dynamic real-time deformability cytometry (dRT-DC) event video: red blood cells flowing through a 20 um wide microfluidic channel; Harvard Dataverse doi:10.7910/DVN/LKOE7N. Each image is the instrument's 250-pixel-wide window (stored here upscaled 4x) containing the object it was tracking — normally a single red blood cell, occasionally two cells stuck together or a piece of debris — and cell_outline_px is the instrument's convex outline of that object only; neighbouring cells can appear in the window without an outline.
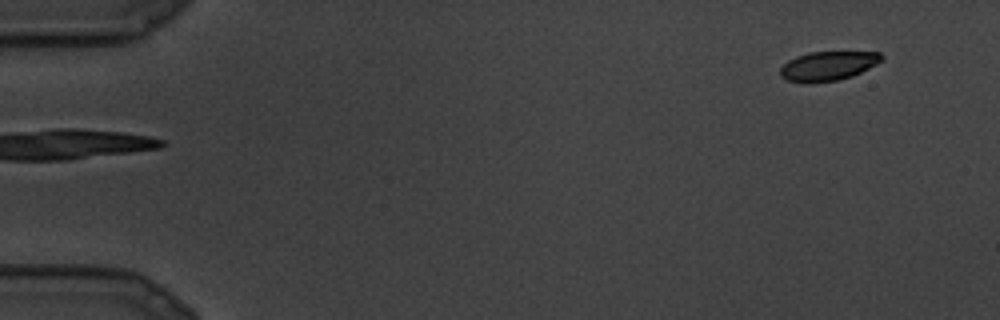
{"species": "common noctule bat (a hibernating species)", "species_latin": "Nyctalus noctula", "temperature_condition": "cold", "stored_images_in_passage": 7, "segment_of_instrument_passage": [2, 2], "camera_frame_rate_fps": 3000, "um_per_image_px": 0.085, "animal": {"sex": "male", "body_mass_g": 19.5, "forearm_length_mm": 54.6}, "frame": {"image": 1, "passage_image": 7, "time_ms": 2.0, "image_size_px": [1000, 320], "cell_outline_px": [[884, 60], [852, 76], [840, 80], [812, 84], [804, 84], [788, 80], [780, 76], [780, 68], [788, 60], [796, 56], [808, 52], [880, 52], [884, 56]], "centroid_in_image_um": [70.36, 5.62], "position_along_channel_um": 14.6, "area_um2": 17.57}}